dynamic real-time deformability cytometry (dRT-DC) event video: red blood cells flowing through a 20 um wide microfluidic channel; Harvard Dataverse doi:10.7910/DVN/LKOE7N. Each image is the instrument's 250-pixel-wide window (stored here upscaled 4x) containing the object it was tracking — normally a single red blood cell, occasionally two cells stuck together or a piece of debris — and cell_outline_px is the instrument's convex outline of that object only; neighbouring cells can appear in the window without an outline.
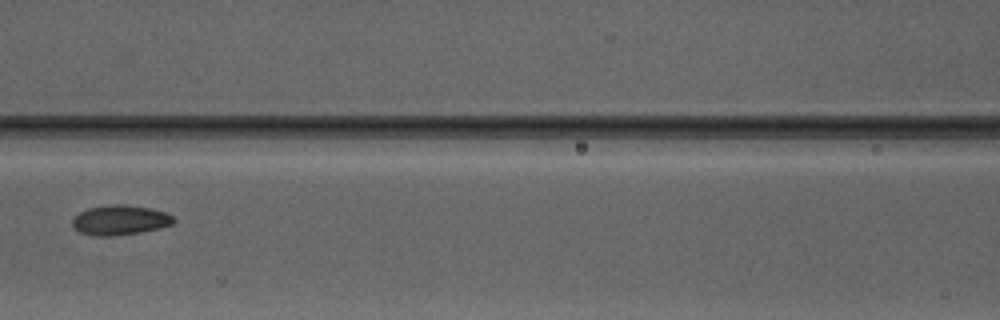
{"species": "Egyptian fruit bat (a non-hibernating species)", "species_latin": "Rousettus aegyptiacus", "temperature_condition": "warm", "stored_images_in_passage": 4, "camera_frame_rate_fps": 3000, "um_per_image_px": 0.085, "animal": {"sex": "male"}, "frame": {"image": 1, "passage_image": 4, "time_ms": 3.333, "image_size_px": [1000, 320], "cell_outline_px": [[176, 220], [172, 224], [160, 228], [140, 232], [112, 236], [92, 236], [80, 232], [72, 224], [72, 220], [80, 212], [88, 208], [112, 204], [124, 204], [152, 208], [164, 212], [172, 216]], "centroid_in_image_um": [10.21, 18.7], "position_along_channel_um": 156.4, "area_um2": 17.57}}